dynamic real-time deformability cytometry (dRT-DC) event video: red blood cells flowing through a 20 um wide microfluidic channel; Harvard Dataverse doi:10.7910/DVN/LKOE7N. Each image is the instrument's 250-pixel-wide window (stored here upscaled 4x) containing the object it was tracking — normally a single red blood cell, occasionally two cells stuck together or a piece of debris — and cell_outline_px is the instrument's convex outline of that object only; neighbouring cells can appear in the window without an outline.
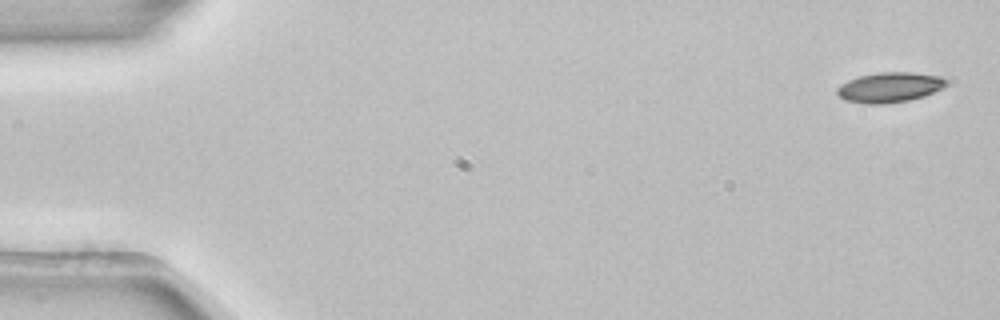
{"species": "common noctule bat (a hibernating species)", "species_latin": "Nyctalus noctula", "temperature_condition": "room temperature", "stored_images_in_passage": 5, "camera_frame_rate_fps": 3000, "um_per_image_px": 0.085, "animal": {"sex": "female", "body_mass_g": 22.7, "forearm_length_mm": 54.2}, "frame": {"image": 1, "passage_image": 1, "time_ms": 0.0, "image_size_px": [1000, 320], "cell_outline_px": [[948, 84], [944, 88], [924, 96], [908, 100], [884, 104], [864, 104], [844, 100], [836, 92], [836, 88], [840, 84], [848, 80], [860, 76], [880, 72], [912, 72], [940, 76], [948, 80]], "centroid_in_image_um": [75.63, 7.42], "position_along_channel_um": 9.4, "area_um2": 19.31}}
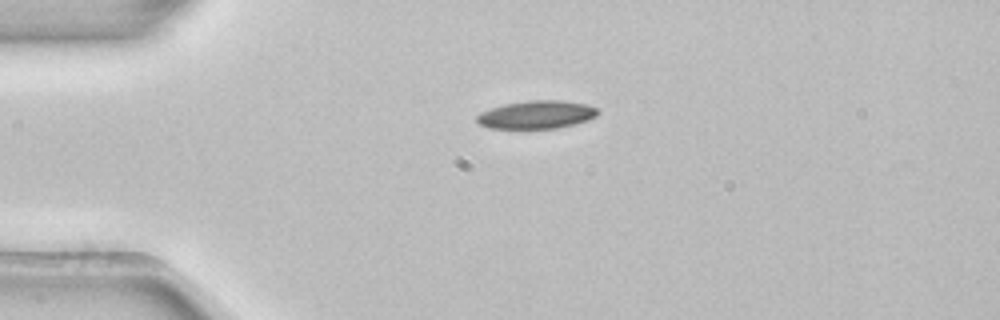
{"frame": {"image": 2, "passage_image": 4, "time_ms": 1.0, "image_size_px": [1000, 320], "cell_outline_px": [[600, 112], [596, 116], [588, 120], [556, 128], [488, 128], [480, 124], [476, 120], [476, 116], [480, 112], [504, 104], [528, 100], [560, 100], [584, 104], [596, 108]], "centroid_in_image_um": [45.59, 9.74], "position_along_channel_um": 39.4, "area_um2": 19.59}}